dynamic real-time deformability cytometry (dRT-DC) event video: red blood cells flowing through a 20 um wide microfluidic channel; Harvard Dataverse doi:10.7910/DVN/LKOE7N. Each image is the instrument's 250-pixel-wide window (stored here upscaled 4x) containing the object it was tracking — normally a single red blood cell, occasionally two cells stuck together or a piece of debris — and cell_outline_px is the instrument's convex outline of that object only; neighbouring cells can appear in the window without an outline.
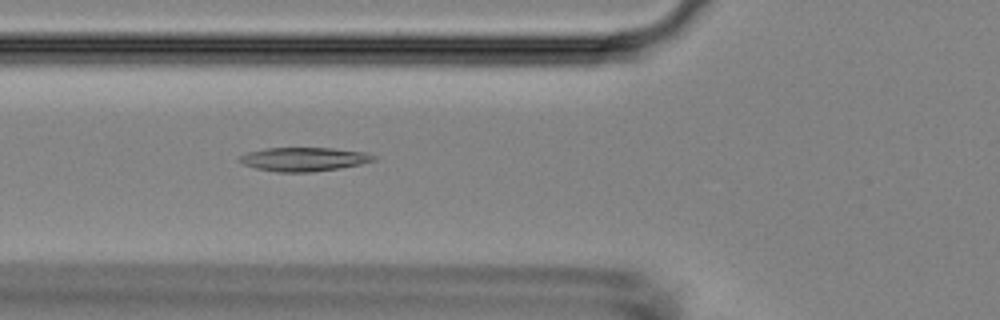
{"species": "Egyptian fruit bat (a non-hibernating species)", "species_latin": "Rousettus aegyptiacus", "temperature_condition": "room temperature", "stored_images_in_passage": 42, "camera_frame_rate_fps": 3000, "um_per_image_px": 0.085, "animal": {"sex": "female"}, "frame": {"image": 1, "passage_image": 8, "time_ms": 2.333, "image_size_px": [1000, 320], "cell_outline_px": [[376, 160], [360, 164], [340, 168], [312, 172], [276, 172], [256, 168], [244, 164], [240, 160], [240, 156], [248, 152], [264, 148], [332, 148], [368, 152], [376, 156]], "centroid_in_image_um": [25.88, 13.53], "position_along_channel_um": 99.9, "area_um2": 18.61}}
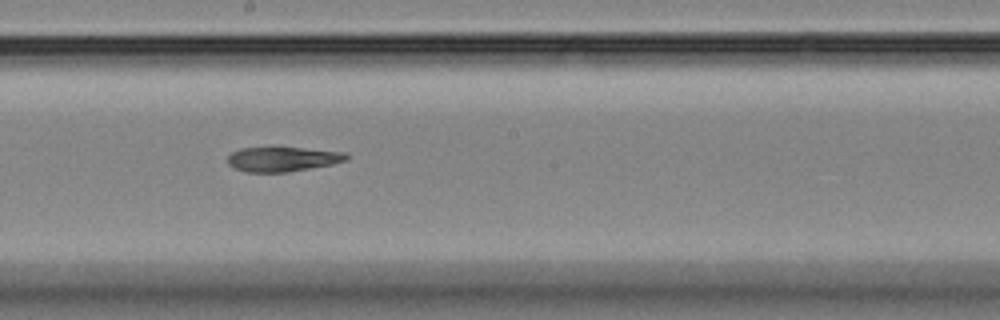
{"frame": {"image": 2, "passage_image": 18, "time_ms": 5.667, "image_size_px": [1000, 320], "cell_outline_px": [[348, 160], [332, 164], [288, 172], [248, 172], [236, 168], [228, 164], [228, 156], [232, 152], [240, 148], [304, 148], [348, 152]], "centroid_in_image_um": [24.06, 13.52], "position_along_channel_um": 224.1, "area_um2": 16.94}}
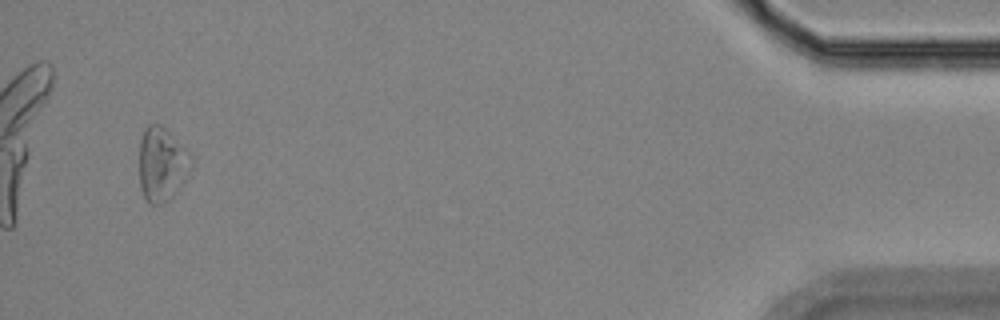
{"frame": {"image": 3, "passage_image": 40, "time_ms": 13.0, "image_size_px": [1000, 320], "cell_outline_px": [[192, 168], [176, 192], [168, 200], [160, 204], [148, 204], [140, 188], [140, 140], [144, 128], [148, 124], [164, 124], [192, 156]], "centroid_in_image_um": [13.77, 13.92], "position_along_channel_um": 421.4, "area_um2": 22.66}}